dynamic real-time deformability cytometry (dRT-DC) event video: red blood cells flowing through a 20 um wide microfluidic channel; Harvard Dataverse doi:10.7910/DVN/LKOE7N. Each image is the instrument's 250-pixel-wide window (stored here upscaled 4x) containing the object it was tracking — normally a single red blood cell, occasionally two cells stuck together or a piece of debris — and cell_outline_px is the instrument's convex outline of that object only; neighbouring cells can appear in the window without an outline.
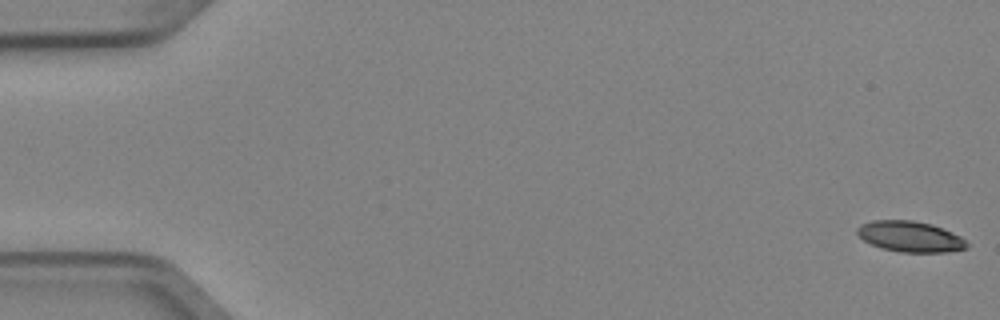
{"species": "Egyptian fruit bat (a non-hibernating species)", "species_latin": "Rousettus aegyptiacus", "temperature_condition": "cold", "stored_images_in_passage": 6, "camera_frame_rate_fps": 3000, "um_per_image_px": 0.085, "animal": {"sex": "female"}, "frame": {"image": 1, "passage_image": 1, "time_ms": 0.0, "image_size_px": [1000, 320], "cell_outline_px": [[968, 248], [948, 252], [900, 252], [884, 248], [872, 244], [864, 240], [856, 232], [856, 228], [860, 224], [872, 220], [912, 220], [932, 224], [952, 232], [960, 236], [968, 244]], "centroid_in_image_um": [77.36, 20.1], "position_along_channel_um": 7.6, "area_um2": 19.59}}
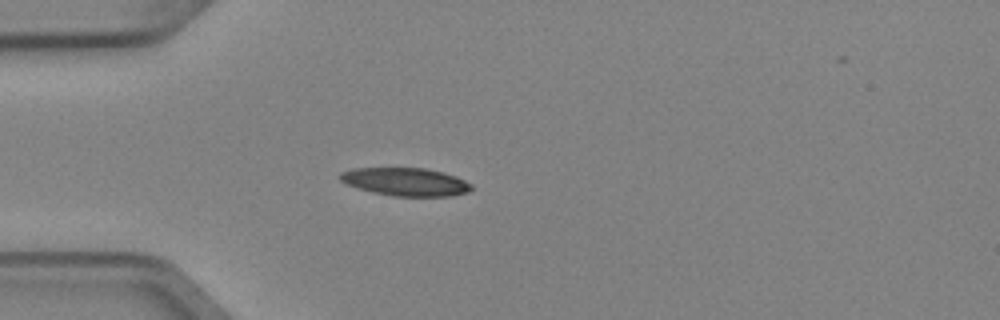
{"frame": {"image": 2, "passage_image": 5, "time_ms": 1.333, "image_size_px": [1000, 320], "cell_outline_px": [[472, 188], [468, 192], [452, 196], [392, 196], [372, 192], [348, 184], [340, 180], [336, 176], [340, 172], [352, 168], [424, 168], [444, 172], [456, 176], [472, 184]], "centroid_in_image_um": [34.47, 15.45], "position_along_channel_um": 50.5, "area_um2": 21.56}}